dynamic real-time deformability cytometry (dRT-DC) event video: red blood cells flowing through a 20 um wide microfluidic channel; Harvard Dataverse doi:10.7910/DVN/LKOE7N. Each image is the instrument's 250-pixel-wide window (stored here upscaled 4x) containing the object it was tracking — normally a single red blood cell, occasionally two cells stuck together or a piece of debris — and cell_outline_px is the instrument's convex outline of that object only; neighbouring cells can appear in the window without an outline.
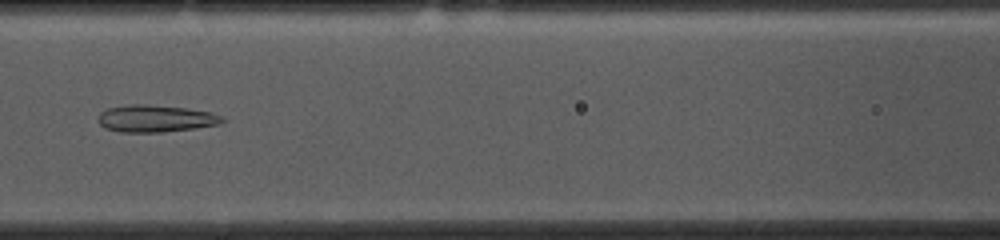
{"species": "common noctule bat (a hibernating species)", "species_latin": "Nyctalus noctula", "temperature_condition": "cold", "stored_images_in_passage": 45, "camera_frame_rate_fps": 3000, "um_per_image_px": 0.085, "animal": {"sex": "female", "body_mass_g": 10.0, "forearm_length_mm": 53.1}, "frame": {"image": 1, "passage_image": 20, "time_ms": 6.333, "image_size_px": [1000, 240], "cell_outline_px": [[228, 120], [220, 124], [196, 128], [160, 132], [120, 132], [104, 128], [96, 120], [100, 112], [108, 108], [128, 104], [144, 104], [188, 108], [212, 112], [224, 116]], "centroid_in_image_um": [13.25, 10.07], "position_along_channel_um": 153.4, "area_um2": 19.94}}
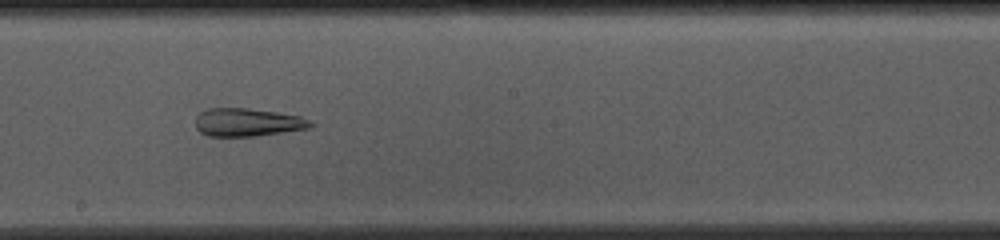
{"frame": {"image": 2, "passage_image": 26, "time_ms": 8.333, "image_size_px": [1000, 240], "cell_outline_px": [[316, 124], [312, 128], [256, 136], [208, 136], [200, 132], [196, 128], [196, 116], [200, 112], [208, 108], [248, 108], [276, 112], [300, 116]], "centroid_in_image_um": [21.06, 10.4], "position_along_channel_um": 227.1, "area_um2": 18.96}}
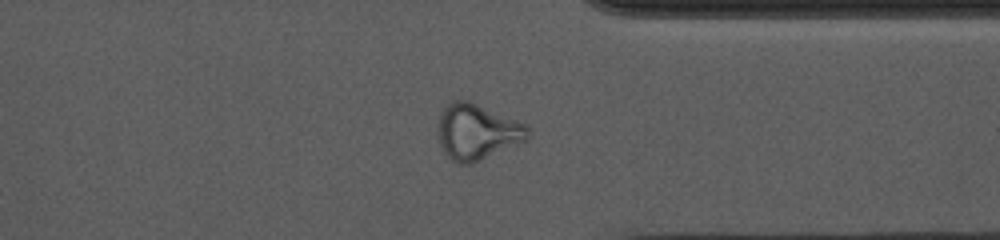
{"frame": {"image": 3, "passage_image": 38, "time_ms": 12.333, "image_size_px": [1000, 240], "cell_outline_px": [[528, 140], [480, 160], [468, 164], [460, 164], [452, 160], [444, 152], [440, 140], [440, 112], [452, 100], [468, 100], [524, 124], [528, 128]], "centroid_in_image_um": [40.56, 11.21], "position_along_channel_um": 370.8, "area_um2": 28.44}, "authors_computed_cell_mechanics": {"area_um2": 23.9292, "velocity_mm_per_s": 3.7023, "shape_relaxation_time_tau1_ms": null, "shape_relaxation_time_tau2_ms": 1.7377, "deformation_change_tau1": null, "deformation_change_tau2": 0.0874}}